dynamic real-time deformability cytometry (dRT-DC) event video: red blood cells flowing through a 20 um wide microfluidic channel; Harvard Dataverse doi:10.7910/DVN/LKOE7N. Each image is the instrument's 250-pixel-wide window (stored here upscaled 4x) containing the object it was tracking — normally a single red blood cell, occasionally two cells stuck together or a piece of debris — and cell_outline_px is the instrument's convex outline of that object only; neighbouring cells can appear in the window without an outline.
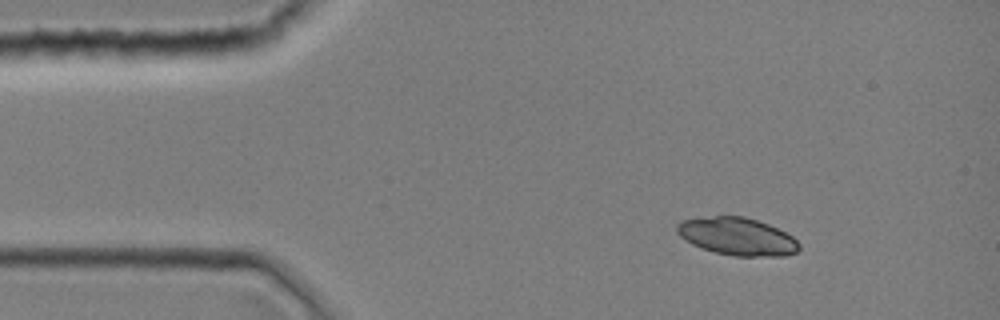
{"species": "common noctule bat (a hibernating species)", "species_latin": "Nyctalus noctula", "temperature_condition": "room temperature", "stored_images_in_passage": 36, "camera_frame_rate_fps": 3000, "um_per_image_px": 0.085, "animal": {"sex": "female", "body_mass_g": 19.0, "forearm_length_mm": 51.5}, "frame": {"image": 1, "passage_image": 1, "time_ms": 0.0, "image_size_px": [1000, 320], "cell_outline_px": [[800, 248], [796, 252], [784, 256], [732, 256], [716, 252], [692, 244], [684, 240], [676, 232], [676, 224], [680, 220], [716, 216], [744, 216], [768, 224], [792, 236], [800, 244]], "centroid_in_image_um": [62.65, 20.1], "position_along_channel_um": 22.4, "area_um2": 26.7}}
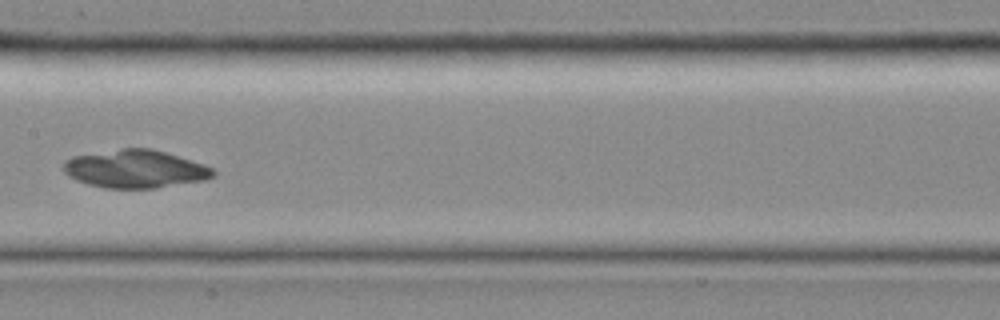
{"frame": {"image": 2, "passage_image": 16, "time_ms": 5.0, "image_size_px": [1000, 320], "cell_outline_px": [[216, 176], [204, 180], [156, 188], [104, 188], [88, 184], [76, 180], [68, 176], [64, 172], [64, 160], [72, 156], [120, 148], [152, 148], [204, 164], [212, 168], [216, 172]], "centroid_in_image_um": [11.49, 14.36], "position_along_channel_um": 195.9, "area_um2": 33.29}}
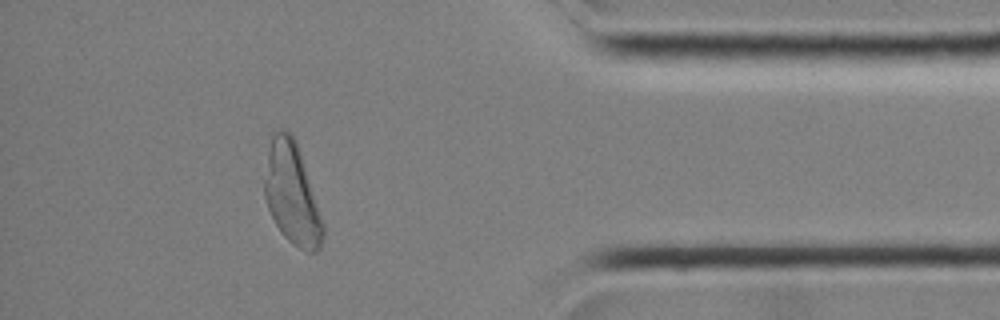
{"frame": {"image": 3, "passage_image": 31, "time_ms": 10.0, "image_size_px": [1000, 320], "cell_outline_px": [[324, 236], [320, 248], [316, 252], [308, 252], [292, 244], [284, 236], [276, 224], [268, 208], [264, 196], [264, 180], [268, 148], [272, 132], [280, 128], [284, 128], [292, 132], [296, 140], [324, 224]], "centroid_in_image_um": [24.81, 16.44], "position_along_channel_um": 410.4, "area_um2": 34.68}}